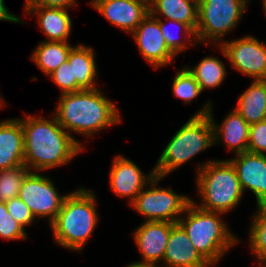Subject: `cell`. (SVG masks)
I'll list each match as a JSON object with an SVG mask.
<instances>
[{
    "label": "cell",
    "mask_w": 266,
    "mask_h": 267,
    "mask_svg": "<svg viewBox=\"0 0 266 267\" xmlns=\"http://www.w3.org/2000/svg\"><path fill=\"white\" fill-rule=\"evenodd\" d=\"M50 117L26 113V117L18 118L24 134V165L30 171L40 173L67 165L86 149L54 115Z\"/></svg>",
    "instance_id": "1"
},
{
    "label": "cell",
    "mask_w": 266,
    "mask_h": 267,
    "mask_svg": "<svg viewBox=\"0 0 266 267\" xmlns=\"http://www.w3.org/2000/svg\"><path fill=\"white\" fill-rule=\"evenodd\" d=\"M104 94L100 87L60 94L53 115L71 136L75 133L92 139L106 128L123 122L116 103Z\"/></svg>",
    "instance_id": "2"
},
{
    "label": "cell",
    "mask_w": 266,
    "mask_h": 267,
    "mask_svg": "<svg viewBox=\"0 0 266 267\" xmlns=\"http://www.w3.org/2000/svg\"><path fill=\"white\" fill-rule=\"evenodd\" d=\"M97 193L83 186L67 193L56 219L49 225L55 243L82 252L97 228Z\"/></svg>",
    "instance_id": "3"
},
{
    "label": "cell",
    "mask_w": 266,
    "mask_h": 267,
    "mask_svg": "<svg viewBox=\"0 0 266 267\" xmlns=\"http://www.w3.org/2000/svg\"><path fill=\"white\" fill-rule=\"evenodd\" d=\"M222 215L203 210L191 202L178 220L189 240L212 267L219 264L224 255L241 241L232 233Z\"/></svg>",
    "instance_id": "4"
},
{
    "label": "cell",
    "mask_w": 266,
    "mask_h": 267,
    "mask_svg": "<svg viewBox=\"0 0 266 267\" xmlns=\"http://www.w3.org/2000/svg\"><path fill=\"white\" fill-rule=\"evenodd\" d=\"M195 187L201 202H192L206 211L226 215L238 207L243 195L236 170L228 159H212L195 165Z\"/></svg>",
    "instance_id": "5"
},
{
    "label": "cell",
    "mask_w": 266,
    "mask_h": 267,
    "mask_svg": "<svg viewBox=\"0 0 266 267\" xmlns=\"http://www.w3.org/2000/svg\"><path fill=\"white\" fill-rule=\"evenodd\" d=\"M214 145V127L207 116H190L167 143L154 166L157 176L166 178L196 155Z\"/></svg>",
    "instance_id": "6"
},
{
    "label": "cell",
    "mask_w": 266,
    "mask_h": 267,
    "mask_svg": "<svg viewBox=\"0 0 266 267\" xmlns=\"http://www.w3.org/2000/svg\"><path fill=\"white\" fill-rule=\"evenodd\" d=\"M250 2L251 0H198V24L195 32L198 45L221 46L224 37L243 20Z\"/></svg>",
    "instance_id": "7"
},
{
    "label": "cell",
    "mask_w": 266,
    "mask_h": 267,
    "mask_svg": "<svg viewBox=\"0 0 266 267\" xmlns=\"http://www.w3.org/2000/svg\"><path fill=\"white\" fill-rule=\"evenodd\" d=\"M161 180L163 177L155 175L130 206L145 218L144 221L178 223L192 198L190 195L177 193L172 187L161 188L159 185Z\"/></svg>",
    "instance_id": "8"
},
{
    "label": "cell",
    "mask_w": 266,
    "mask_h": 267,
    "mask_svg": "<svg viewBox=\"0 0 266 267\" xmlns=\"http://www.w3.org/2000/svg\"><path fill=\"white\" fill-rule=\"evenodd\" d=\"M29 171L19 192V198L29 207L34 217L48 219L50 225L57 217L67 194H61L52 178Z\"/></svg>",
    "instance_id": "9"
},
{
    "label": "cell",
    "mask_w": 266,
    "mask_h": 267,
    "mask_svg": "<svg viewBox=\"0 0 266 267\" xmlns=\"http://www.w3.org/2000/svg\"><path fill=\"white\" fill-rule=\"evenodd\" d=\"M228 60L232 69L252 80H266V43L253 35L227 40L212 46Z\"/></svg>",
    "instance_id": "10"
},
{
    "label": "cell",
    "mask_w": 266,
    "mask_h": 267,
    "mask_svg": "<svg viewBox=\"0 0 266 267\" xmlns=\"http://www.w3.org/2000/svg\"><path fill=\"white\" fill-rule=\"evenodd\" d=\"M213 101L205 102L200 110L193 116L209 115L214 127V145L222 144L234 155L248 151L249 129L250 125L233 108L228 115L223 118L221 124L214 118Z\"/></svg>",
    "instance_id": "11"
},
{
    "label": "cell",
    "mask_w": 266,
    "mask_h": 267,
    "mask_svg": "<svg viewBox=\"0 0 266 267\" xmlns=\"http://www.w3.org/2000/svg\"><path fill=\"white\" fill-rule=\"evenodd\" d=\"M146 63L154 69L171 65L176 59L169 50L163 37L159 19L150 13L143 19L137 28L130 34Z\"/></svg>",
    "instance_id": "12"
},
{
    "label": "cell",
    "mask_w": 266,
    "mask_h": 267,
    "mask_svg": "<svg viewBox=\"0 0 266 267\" xmlns=\"http://www.w3.org/2000/svg\"><path fill=\"white\" fill-rule=\"evenodd\" d=\"M111 164L109 189L122 199L128 198L129 205L156 175L154 169L149 173L143 172L134 161L122 154L116 155Z\"/></svg>",
    "instance_id": "13"
},
{
    "label": "cell",
    "mask_w": 266,
    "mask_h": 267,
    "mask_svg": "<svg viewBox=\"0 0 266 267\" xmlns=\"http://www.w3.org/2000/svg\"><path fill=\"white\" fill-rule=\"evenodd\" d=\"M89 5L128 34L149 14V0H91Z\"/></svg>",
    "instance_id": "14"
},
{
    "label": "cell",
    "mask_w": 266,
    "mask_h": 267,
    "mask_svg": "<svg viewBox=\"0 0 266 267\" xmlns=\"http://www.w3.org/2000/svg\"><path fill=\"white\" fill-rule=\"evenodd\" d=\"M174 224L166 221H144L136 227L131 237L142 258L136 262L162 265L168 237Z\"/></svg>",
    "instance_id": "15"
},
{
    "label": "cell",
    "mask_w": 266,
    "mask_h": 267,
    "mask_svg": "<svg viewBox=\"0 0 266 267\" xmlns=\"http://www.w3.org/2000/svg\"><path fill=\"white\" fill-rule=\"evenodd\" d=\"M228 160L234 166L242 190H249L256 205L266 203V155L243 152Z\"/></svg>",
    "instance_id": "16"
},
{
    "label": "cell",
    "mask_w": 266,
    "mask_h": 267,
    "mask_svg": "<svg viewBox=\"0 0 266 267\" xmlns=\"http://www.w3.org/2000/svg\"><path fill=\"white\" fill-rule=\"evenodd\" d=\"M163 267H212L197 251L184 228L175 223L168 237Z\"/></svg>",
    "instance_id": "17"
},
{
    "label": "cell",
    "mask_w": 266,
    "mask_h": 267,
    "mask_svg": "<svg viewBox=\"0 0 266 267\" xmlns=\"http://www.w3.org/2000/svg\"><path fill=\"white\" fill-rule=\"evenodd\" d=\"M93 47L78 44L71 48L67 61L72 72V92L96 89L99 75Z\"/></svg>",
    "instance_id": "18"
},
{
    "label": "cell",
    "mask_w": 266,
    "mask_h": 267,
    "mask_svg": "<svg viewBox=\"0 0 266 267\" xmlns=\"http://www.w3.org/2000/svg\"><path fill=\"white\" fill-rule=\"evenodd\" d=\"M27 16H36L38 29L45 35L44 41L69 42L72 17L68 9L54 7H24Z\"/></svg>",
    "instance_id": "19"
},
{
    "label": "cell",
    "mask_w": 266,
    "mask_h": 267,
    "mask_svg": "<svg viewBox=\"0 0 266 267\" xmlns=\"http://www.w3.org/2000/svg\"><path fill=\"white\" fill-rule=\"evenodd\" d=\"M24 165V134L18 118L0 121V170Z\"/></svg>",
    "instance_id": "20"
},
{
    "label": "cell",
    "mask_w": 266,
    "mask_h": 267,
    "mask_svg": "<svg viewBox=\"0 0 266 267\" xmlns=\"http://www.w3.org/2000/svg\"><path fill=\"white\" fill-rule=\"evenodd\" d=\"M149 13L158 19L182 22L196 32L198 0H149Z\"/></svg>",
    "instance_id": "21"
},
{
    "label": "cell",
    "mask_w": 266,
    "mask_h": 267,
    "mask_svg": "<svg viewBox=\"0 0 266 267\" xmlns=\"http://www.w3.org/2000/svg\"><path fill=\"white\" fill-rule=\"evenodd\" d=\"M237 100L234 109L249 125L266 120V80H253Z\"/></svg>",
    "instance_id": "22"
},
{
    "label": "cell",
    "mask_w": 266,
    "mask_h": 267,
    "mask_svg": "<svg viewBox=\"0 0 266 267\" xmlns=\"http://www.w3.org/2000/svg\"><path fill=\"white\" fill-rule=\"evenodd\" d=\"M73 46L70 42L41 41L31 53L30 60L34 62L41 72L49 76L67 61Z\"/></svg>",
    "instance_id": "23"
},
{
    "label": "cell",
    "mask_w": 266,
    "mask_h": 267,
    "mask_svg": "<svg viewBox=\"0 0 266 267\" xmlns=\"http://www.w3.org/2000/svg\"><path fill=\"white\" fill-rule=\"evenodd\" d=\"M185 67L195 77L202 92L220 87L228 74L223 61L213 55L202 58L196 66Z\"/></svg>",
    "instance_id": "24"
},
{
    "label": "cell",
    "mask_w": 266,
    "mask_h": 267,
    "mask_svg": "<svg viewBox=\"0 0 266 267\" xmlns=\"http://www.w3.org/2000/svg\"><path fill=\"white\" fill-rule=\"evenodd\" d=\"M168 23L172 24L173 28L177 30H171ZM159 24L167 47L176 57L185 52L190 45L198 44L195 32L188 25L171 19H159ZM180 36L181 39L183 36L184 40H181Z\"/></svg>",
    "instance_id": "25"
},
{
    "label": "cell",
    "mask_w": 266,
    "mask_h": 267,
    "mask_svg": "<svg viewBox=\"0 0 266 267\" xmlns=\"http://www.w3.org/2000/svg\"><path fill=\"white\" fill-rule=\"evenodd\" d=\"M248 228V247L259 263H266V203L257 204Z\"/></svg>",
    "instance_id": "26"
},
{
    "label": "cell",
    "mask_w": 266,
    "mask_h": 267,
    "mask_svg": "<svg viewBox=\"0 0 266 267\" xmlns=\"http://www.w3.org/2000/svg\"><path fill=\"white\" fill-rule=\"evenodd\" d=\"M172 79L173 96L183 100L184 104L192 103L191 101L203 93L195 77L185 66L176 71L175 77Z\"/></svg>",
    "instance_id": "27"
},
{
    "label": "cell",
    "mask_w": 266,
    "mask_h": 267,
    "mask_svg": "<svg viewBox=\"0 0 266 267\" xmlns=\"http://www.w3.org/2000/svg\"><path fill=\"white\" fill-rule=\"evenodd\" d=\"M29 171L25 165L0 170V202H7L12 198L19 197L23 179Z\"/></svg>",
    "instance_id": "28"
},
{
    "label": "cell",
    "mask_w": 266,
    "mask_h": 267,
    "mask_svg": "<svg viewBox=\"0 0 266 267\" xmlns=\"http://www.w3.org/2000/svg\"><path fill=\"white\" fill-rule=\"evenodd\" d=\"M26 229L18 223L7 211L5 202H0V238L4 240H26Z\"/></svg>",
    "instance_id": "29"
},
{
    "label": "cell",
    "mask_w": 266,
    "mask_h": 267,
    "mask_svg": "<svg viewBox=\"0 0 266 267\" xmlns=\"http://www.w3.org/2000/svg\"><path fill=\"white\" fill-rule=\"evenodd\" d=\"M5 205L10 215L25 229L33 223L35 224V221H38L29 207L19 197L12 198L5 202Z\"/></svg>",
    "instance_id": "30"
},
{
    "label": "cell",
    "mask_w": 266,
    "mask_h": 267,
    "mask_svg": "<svg viewBox=\"0 0 266 267\" xmlns=\"http://www.w3.org/2000/svg\"><path fill=\"white\" fill-rule=\"evenodd\" d=\"M248 152L266 155V120L250 125Z\"/></svg>",
    "instance_id": "31"
},
{
    "label": "cell",
    "mask_w": 266,
    "mask_h": 267,
    "mask_svg": "<svg viewBox=\"0 0 266 267\" xmlns=\"http://www.w3.org/2000/svg\"><path fill=\"white\" fill-rule=\"evenodd\" d=\"M47 77H50L57 87L60 88V94L72 93V72L68 61L61 64Z\"/></svg>",
    "instance_id": "32"
},
{
    "label": "cell",
    "mask_w": 266,
    "mask_h": 267,
    "mask_svg": "<svg viewBox=\"0 0 266 267\" xmlns=\"http://www.w3.org/2000/svg\"><path fill=\"white\" fill-rule=\"evenodd\" d=\"M23 7H54L71 9L77 6V0H24Z\"/></svg>",
    "instance_id": "33"
},
{
    "label": "cell",
    "mask_w": 266,
    "mask_h": 267,
    "mask_svg": "<svg viewBox=\"0 0 266 267\" xmlns=\"http://www.w3.org/2000/svg\"><path fill=\"white\" fill-rule=\"evenodd\" d=\"M9 8L6 7L4 0H0V21L12 22V23H24L22 17L20 18L18 15H14L11 11L8 10Z\"/></svg>",
    "instance_id": "34"
},
{
    "label": "cell",
    "mask_w": 266,
    "mask_h": 267,
    "mask_svg": "<svg viewBox=\"0 0 266 267\" xmlns=\"http://www.w3.org/2000/svg\"><path fill=\"white\" fill-rule=\"evenodd\" d=\"M125 267H163V266L160 264L139 263L133 261L130 264L126 265Z\"/></svg>",
    "instance_id": "35"
},
{
    "label": "cell",
    "mask_w": 266,
    "mask_h": 267,
    "mask_svg": "<svg viewBox=\"0 0 266 267\" xmlns=\"http://www.w3.org/2000/svg\"><path fill=\"white\" fill-rule=\"evenodd\" d=\"M6 104H8V103L5 101L3 96L0 94V110L3 109L4 107H6Z\"/></svg>",
    "instance_id": "36"
},
{
    "label": "cell",
    "mask_w": 266,
    "mask_h": 267,
    "mask_svg": "<svg viewBox=\"0 0 266 267\" xmlns=\"http://www.w3.org/2000/svg\"><path fill=\"white\" fill-rule=\"evenodd\" d=\"M262 7H263V10H264V12H265V16H266V0H263L262 1Z\"/></svg>",
    "instance_id": "37"
},
{
    "label": "cell",
    "mask_w": 266,
    "mask_h": 267,
    "mask_svg": "<svg viewBox=\"0 0 266 267\" xmlns=\"http://www.w3.org/2000/svg\"><path fill=\"white\" fill-rule=\"evenodd\" d=\"M257 267H266V263H257Z\"/></svg>",
    "instance_id": "38"
}]
</instances>
